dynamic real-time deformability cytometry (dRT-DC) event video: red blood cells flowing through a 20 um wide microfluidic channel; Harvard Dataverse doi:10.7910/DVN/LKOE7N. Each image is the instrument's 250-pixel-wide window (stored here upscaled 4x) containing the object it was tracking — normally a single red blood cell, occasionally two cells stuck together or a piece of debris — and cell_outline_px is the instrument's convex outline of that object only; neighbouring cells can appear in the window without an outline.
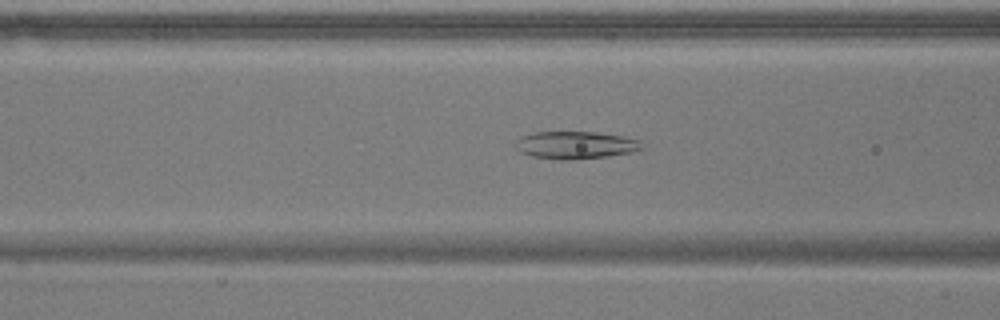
{"species": "common noctule bat (a hibernating species)", "species_latin": "Nyctalus noctula", "temperature_condition": "warm", "stored_images_in_passage": 49, "camera_frame_rate_fps": 3000, "um_per_image_px": 0.085, "animal": {"sex": "male", "body_mass_g": 17.9}, "frame": {"image": 1, "passage_image": 16, "time_ms": 5.0, "image_size_px": [1000, 320], "cell_outline_px": [[644, 148], [632, 152], [604, 156], [568, 160], [560, 160], [532, 156], [520, 152], [516, 148], [516, 140], [520, 136], [536, 132], [596, 132], [620, 136], [640, 140]], "centroid_in_image_um": [48.89, 12.33], "position_along_channel_um": 117.7, "area_um2": 20.11}}
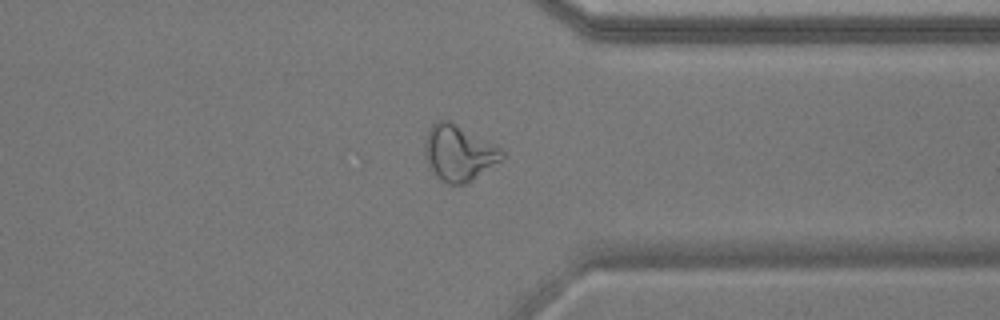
{"frame": {"image": 2, "passage_image": 37, "time_ms": 12.0, "image_size_px": [1000, 320], "cell_outline_px": [[504, 156], [500, 160], [472, 180], [464, 184], [448, 184], [440, 180], [432, 168], [424, 152], [424, 144], [428, 132], [432, 124], [440, 120], [448, 120], [456, 124], [500, 148], [504, 152]], "centroid_in_image_um": [38.98, 13.0], "position_along_channel_um": 372.4, "area_um2": 24.28}}
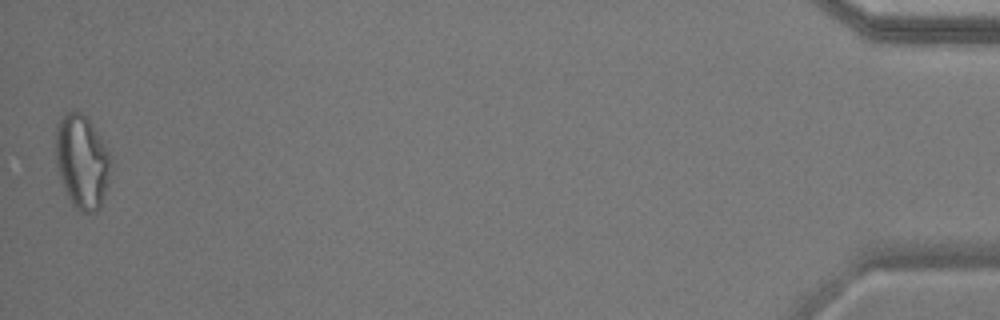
{"frame": {"image": 3, "passage_image": 49, "time_ms": 16.0, "image_size_px": [1000, 320], "cell_outline_px": [[112, 160], [108, 180], [100, 208], [96, 212], [80, 212], [72, 204], [60, 180], [56, 164], [56, 128], [60, 116], [76, 108], [88, 120], [112, 156]], "centroid_in_image_um": [6.96, 13.73], "position_along_channel_um": 428.2, "area_um2": 30.06}, "authors_computed_cell_mechanics": {"area_um2": 24.276, "velocity_mm_per_s": 3.6837, "shape_relaxation_time_tau1_ms": null, "shape_relaxation_time_tau2_ms": 1.9522, "deformation_change_tau1": null, "deformation_change_tau2": 0.0927}}